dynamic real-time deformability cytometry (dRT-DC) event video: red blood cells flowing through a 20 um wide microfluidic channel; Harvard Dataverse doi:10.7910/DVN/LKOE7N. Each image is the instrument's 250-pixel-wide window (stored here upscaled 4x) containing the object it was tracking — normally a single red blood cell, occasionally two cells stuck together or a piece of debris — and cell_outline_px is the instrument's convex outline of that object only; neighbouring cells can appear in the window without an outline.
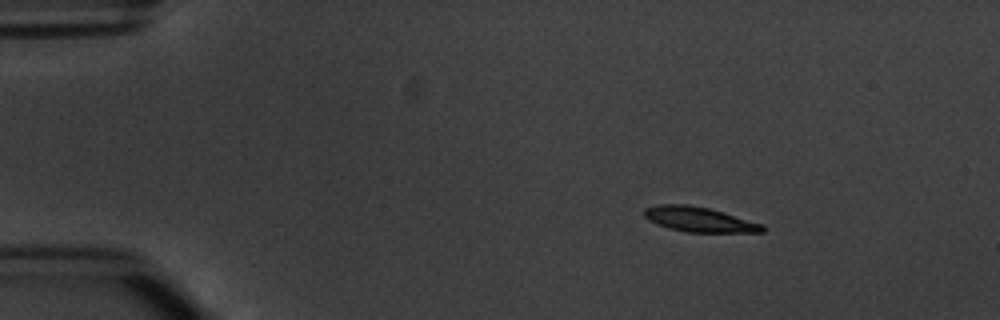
{"species": "common noctule bat (a hibernating species)", "species_latin": "Nyctalus noctula", "temperature_condition": "warm", "stored_images_in_passage": 4, "camera_frame_rate_fps": 3000, "um_per_image_px": 0.085, "animal": {"sex": "male", "body_mass_g": 20.1, "forearm_length_mm": 53.5}, "frame": {"image": 1, "passage_image": 1, "time_ms": 0.0, "image_size_px": [1000, 320], "cell_outline_px": [[764, 232], [688, 232], [668, 228], [656, 224], [648, 220], [644, 216], [644, 208], [656, 204], [684, 204], [708, 208], [724, 212], [764, 224]], "centroid_in_image_um": [59.41, 18.65], "position_along_channel_um": 25.6, "area_um2": 17.22}}